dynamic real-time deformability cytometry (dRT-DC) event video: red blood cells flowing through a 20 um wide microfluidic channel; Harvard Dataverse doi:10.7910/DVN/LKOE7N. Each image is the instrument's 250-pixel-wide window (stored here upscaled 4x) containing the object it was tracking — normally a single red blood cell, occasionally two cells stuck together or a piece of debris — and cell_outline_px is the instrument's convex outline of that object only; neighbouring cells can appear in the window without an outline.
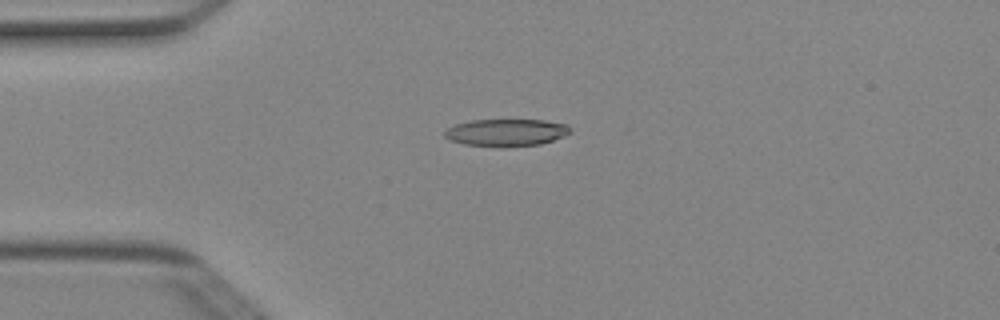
{"species": "Egyptian fruit bat (a non-hibernating species)", "species_latin": "Rousettus aegyptiacus", "temperature_condition": "cold", "stored_images_in_passage": 5, "camera_frame_rate_fps": 3000, "um_per_image_px": 0.085, "animal": {"sex": "female"}, "frame": {"image": 1, "passage_image": 2, "time_ms": 0.333, "image_size_px": [1000, 320], "cell_outline_px": [[572, 132], [564, 136], [540, 144], [504, 148], [496, 148], [464, 144], [448, 140], [444, 136], [444, 132], [448, 128], [456, 124], [472, 120], [544, 120], [568, 124], [572, 128]], "centroid_in_image_um": [43.04, 11.28], "position_along_channel_um": 42.0, "area_um2": 20.35}}
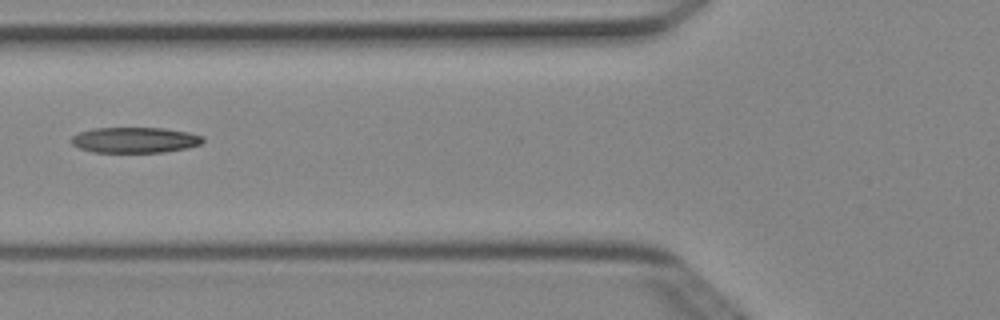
{"frame": {"image": 2, "passage_image": 4, "time_ms": 1.0, "image_size_px": [1000, 320], "cell_outline_px": [[204, 140], [200, 144], [188, 148], [164, 152], [92, 152], [80, 148], [72, 144], [68, 140], [72, 136], [80, 132], [92, 128], [164, 128], [188, 132], [204, 136]], "centroid_in_image_um": [11.46, 11.9], "position_along_channel_um": 114.3, "area_um2": 19.77}}
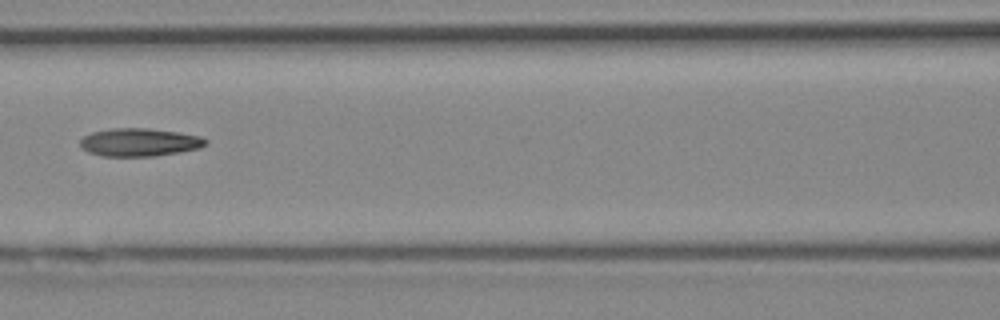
{"frame": {"image": 3, "passage_image": 5, "time_ms": 1.333, "image_size_px": [1000, 320], "cell_outline_px": [[208, 144], [200, 148], [180, 152], [156, 156], [104, 156], [88, 152], [80, 148], [80, 140], [84, 136], [92, 132], [112, 128], [148, 128], [176, 132], [200, 136], [208, 140]], "centroid_in_image_um": [11.85, 12.09], "position_along_channel_um": 154.7, "area_um2": 20.58}}